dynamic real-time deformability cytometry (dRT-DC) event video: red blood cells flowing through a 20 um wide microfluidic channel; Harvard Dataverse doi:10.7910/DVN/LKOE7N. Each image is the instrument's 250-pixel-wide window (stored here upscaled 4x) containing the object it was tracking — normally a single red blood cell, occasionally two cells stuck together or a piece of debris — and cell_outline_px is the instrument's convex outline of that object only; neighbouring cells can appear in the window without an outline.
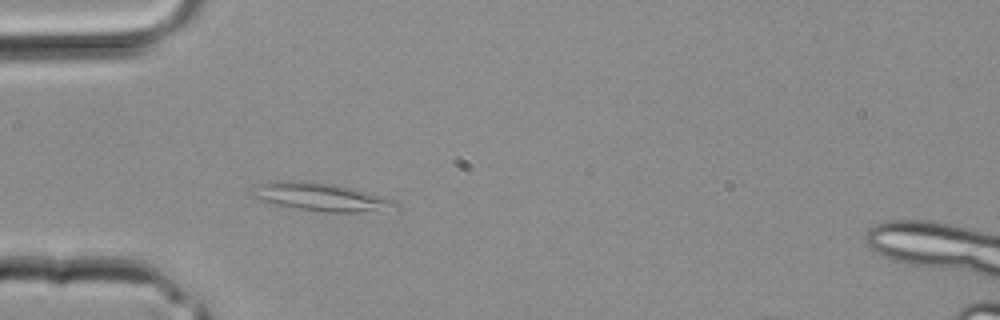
{"species": "common noctule bat (a hibernating species)", "species_latin": "Nyctalus noctula", "temperature_condition": "room temperature", "stored_images_in_passage": 2, "camera_frame_rate_fps": 3000, "um_per_image_px": 0.085, "animal": {"sex": "male", "body_mass_g": 20.4}, "frame": {"image": 1, "passage_image": 2, "time_ms": 0.333, "image_size_px": [1000, 320], "cell_outline_px": [[400, 204], [356, 212], [328, 212], [296, 208], [276, 204], [260, 200], [248, 196], [248, 192], [260, 184], [276, 180], [304, 180], [336, 184], [356, 188], [396, 200]], "centroid_in_image_um": [27.13, 16.69], "position_along_channel_um": 57.9, "area_um2": 23.24}}